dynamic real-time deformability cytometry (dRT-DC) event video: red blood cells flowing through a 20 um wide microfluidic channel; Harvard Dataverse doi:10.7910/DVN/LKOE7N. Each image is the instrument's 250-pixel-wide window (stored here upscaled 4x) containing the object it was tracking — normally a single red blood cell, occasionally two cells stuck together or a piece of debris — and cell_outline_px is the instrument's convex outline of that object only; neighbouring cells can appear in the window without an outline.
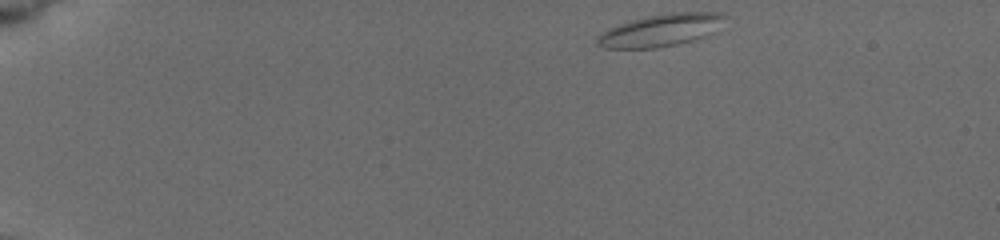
{"species": "common noctule bat (a hibernating species)", "species_latin": "Nyctalus noctula", "temperature_condition": "cold", "stored_images_in_passage": 18, "camera_frame_rate_fps": 3000, "um_per_image_px": 0.085, "animal": {"sex": "female", "body_mass_g": 19.5, "forearm_length_mm": 54.1}, "frame": {"image": 1, "passage_image": 1, "time_ms": 0.0, "image_size_px": [1000, 240], "cell_outline_px": [[724, 16], [704, 36], [692, 40], [676, 44], [656, 48], [604, 48], [596, 44], [596, 36], [608, 28], [620, 24], [652, 16], [676, 12], [720, 12]], "centroid_in_image_um": [56.03, 2.59], "position_along_channel_um": 29.0, "area_um2": 22.95}}
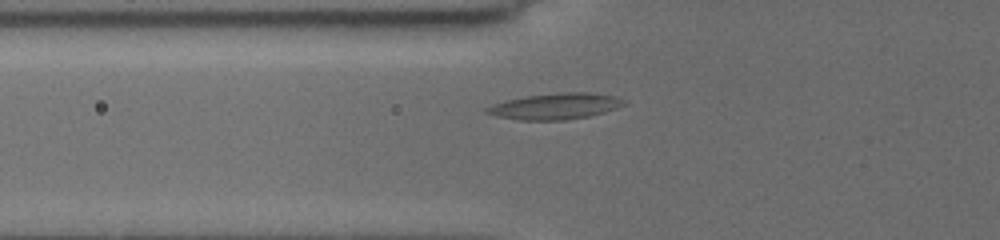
{"frame": {"image": 2, "passage_image": 13, "time_ms": 4.0, "image_size_px": [1000, 240], "cell_outline_px": [[624, 104], [616, 108], [604, 112], [588, 116], [564, 120], [520, 120], [496, 116], [484, 112], [484, 108], [492, 104], [524, 96], [564, 92], [588, 92], [612, 96], [624, 100]], "centroid_in_image_um": [47.14, 9.03], "position_along_channel_um": 78.7, "area_um2": 20.63}}
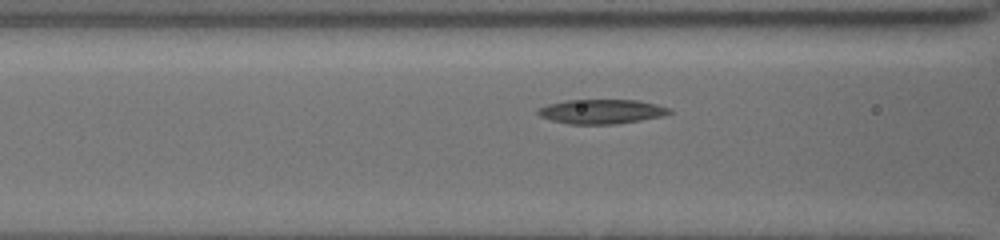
{"frame": {"image": 3, "passage_image": 16, "time_ms": 5.0, "image_size_px": [1000, 240], "cell_outline_px": [[672, 112], [660, 116], [640, 120], [616, 124], [568, 124], [552, 120], [540, 116], [536, 112], [536, 108], [548, 104], [564, 100], [640, 100], [672, 108]], "centroid_in_image_um": [51.1, 9.47], "position_along_channel_um": 115.5, "area_um2": 18.79}}